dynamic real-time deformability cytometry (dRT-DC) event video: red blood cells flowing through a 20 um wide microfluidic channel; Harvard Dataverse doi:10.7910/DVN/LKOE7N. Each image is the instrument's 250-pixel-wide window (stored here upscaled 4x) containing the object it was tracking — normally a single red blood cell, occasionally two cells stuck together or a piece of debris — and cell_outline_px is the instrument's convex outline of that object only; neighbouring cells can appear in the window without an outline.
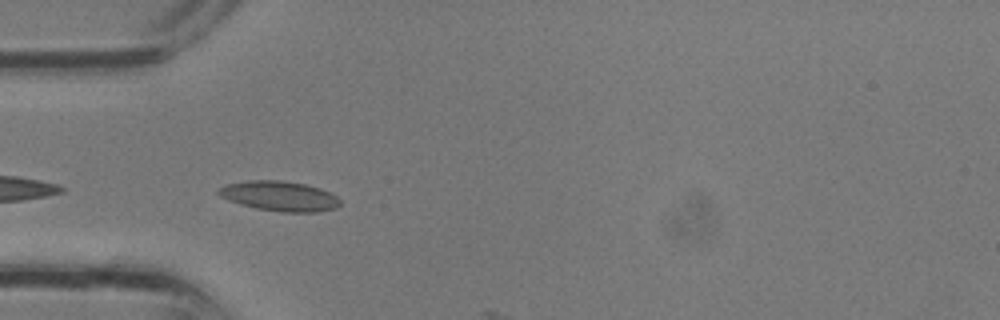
{"species": "common noctule bat (a hibernating species)", "species_latin": "Nyctalus noctula", "temperature_condition": "room temperature", "stored_images_in_passage": 3, "camera_frame_rate_fps": 3000, "um_per_image_px": 0.085, "animal": {"sex": "male", "body_mass_g": 13.3}, "frame": {"image": 1, "passage_image": 2, "time_ms": 0.333, "image_size_px": [1000, 320], "cell_outline_px": [[340, 204], [336, 208], [316, 212], [280, 212], [256, 208], [240, 204], [228, 200], [220, 196], [216, 192], [220, 188], [228, 184], [248, 180], [280, 180], [304, 184], [320, 188], [336, 196], [340, 200]], "centroid_in_image_um": [23.76, 16.67], "position_along_channel_um": 61.2, "area_um2": 21.1}}